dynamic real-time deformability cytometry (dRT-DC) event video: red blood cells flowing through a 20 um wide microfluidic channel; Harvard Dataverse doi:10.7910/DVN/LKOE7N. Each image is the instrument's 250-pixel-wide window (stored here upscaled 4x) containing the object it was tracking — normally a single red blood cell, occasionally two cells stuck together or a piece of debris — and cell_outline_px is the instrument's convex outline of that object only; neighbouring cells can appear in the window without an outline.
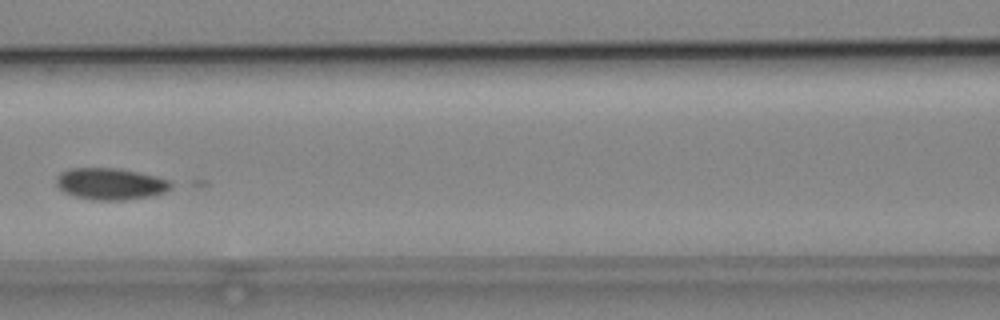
{"species": "common noctule bat (a hibernating species)", "species_latin": "Nyctalus noctula", "temperature_condition": "cold", "stored_images_in_passage": 38, "camera_frame_rate_fps": 3000, "um_per_image_px": 0.085, "animal": {"sex": "male", "body_mass_g": 19.2, "forearm_length_mm": 51.8}, "frame": {"image": 1, "passage_image": 12, "time_ms": 3.667, "image_size_px": [1000, 320], "cell_outline_px": [[176, 184], [172, 188], [164, 192], [148, 196], [124, 200], [92, 200], [76, 196], [64, 192], [56, 184], [56, 176], [60, 172], [68, 168], [120, 168], [156, 176], [168, 180]], "centroid_in_image_um": [9.39, 15.61], "position_along_channel_um": 157.2, "area_um2": 21.27}}
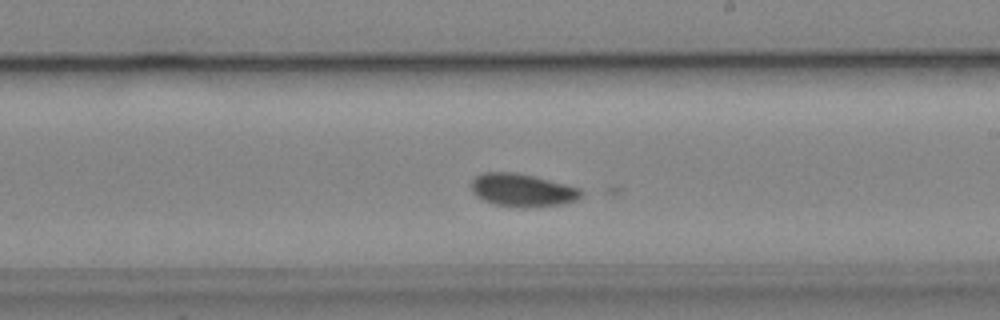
{"frame": {"image": 2, "passage_image": 19, "time_ms": 6.0, "image_size_px": [1000, 320], "cell_outline_px": [[584, 196], [576, 200], [564, 204], [532, 208], [524, 208], [492, 204], [476, 196], [472, 192], [472, 180], [476, 176], [484, 172], [516, 172], [580, 188], [584, 192]], "centroid_in_image_um": [44.42, 16.18], "position_along_channel_um": 244.6, "area_um2": 21.27}}
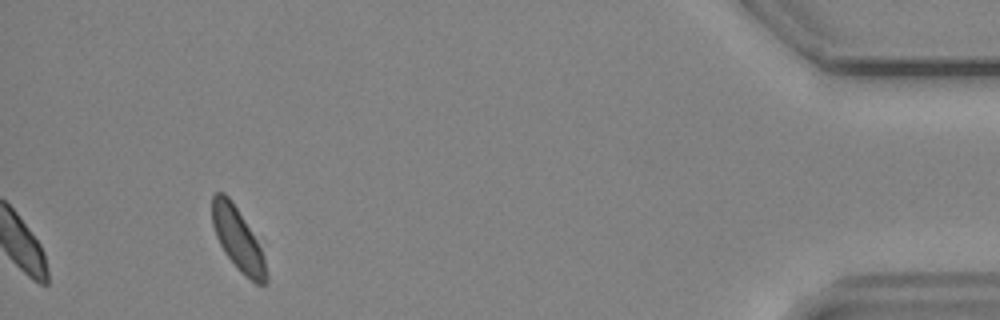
{"frame": {"image": 3, "passage_image": 38, "time_ms": 12.333, "image_size_px": [1000, 320], "cell_outline_px": [[268, 280], [264, 284], [256, 284], [240, 272], [224, 252], [216, 236], [212, 224], [212, 196], [216, 192], [224, 192], [228, 196], [244, 220], [256, 240], [264, 256], [268, 276]], "centroid_in_image_um": [20.21, 20.36], "position_along_channel_um": 415.0, "area_um2": 19.42}}